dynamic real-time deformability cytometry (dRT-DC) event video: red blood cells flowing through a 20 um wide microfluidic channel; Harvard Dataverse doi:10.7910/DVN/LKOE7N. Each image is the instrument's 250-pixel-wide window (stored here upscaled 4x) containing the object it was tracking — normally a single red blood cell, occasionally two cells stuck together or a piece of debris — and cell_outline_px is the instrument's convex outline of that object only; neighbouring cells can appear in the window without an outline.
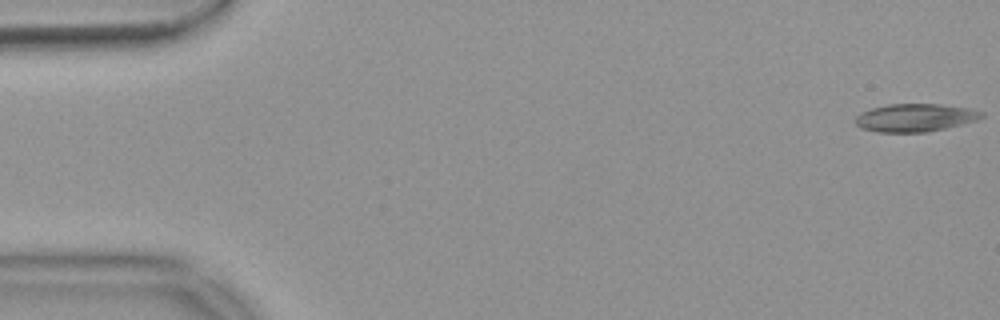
{"species": "common noctule bat (a hibernating species)", "species_latin": "Nyctalus noctula", "temperature_condition": "warm", "stored_images_in_passage": 54, "camera_frame_rate_fps": 3000, "um_per_image_px": 0.085, "animal": {"sex": "female", "body_mass_g": 18.4}, "frame": {"image": 1, "passage_image": 1, "time_ms": 0.0, "image_size_px": [1000, 320], "cell_outline_px": [[984, 116], [976, 120], [928, 132], [876, 132], [860, 128], [856, 124], [856, 116], [860, 112], [872, 108], [888, 104], [940, 104], [968, 108], [984, 112]], "centroid_in_image_um": [77.75, 10.0], "position_along_channel_um": 7.2, "area_um2": 20.46}}
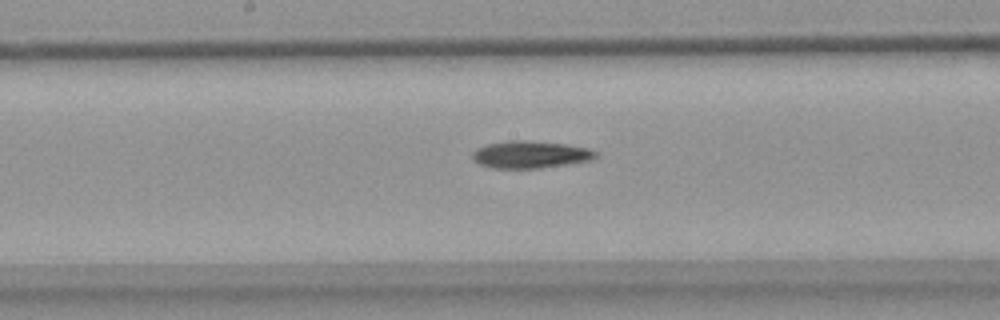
{"frame": {"image": 2, "passage_image": 28, "time_ms": 9.0, "image_size_px": [1000, 320], "cell_outline_px": [[600, 156], [592, 160], [568, 164], [540, 168], [492, 168], [480, 164], [472, 156], [472, 152], [476, 148], [488, 144], [508, 140], [524, 140], [568, 144], [588, 148], [600, 152]], "centroid_in_image_um": [45.15, 13.13], "position_along_channel_um": 203.0, "area_um2": 19.77}}
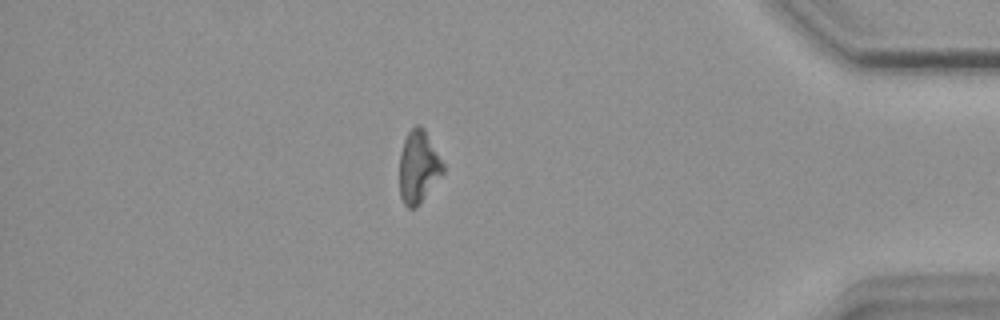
{"frame": {"image": 3, "passage_image": 47, "time_ms": 15.333, "image_size_px": [1000, 320], "cell_outline_px": [[444, 172], [420, 204], [416, 208], [408, 208], [404, 204], [400, 196], [400, 152], [404, 140], [408, 132], [416, 124], [420, 124], [424, 128], [444, 164]], "centroid_in_image_um": [35.57, 14.19], "position_along_channel_um": 399.6, "area_um2": 18.44}}